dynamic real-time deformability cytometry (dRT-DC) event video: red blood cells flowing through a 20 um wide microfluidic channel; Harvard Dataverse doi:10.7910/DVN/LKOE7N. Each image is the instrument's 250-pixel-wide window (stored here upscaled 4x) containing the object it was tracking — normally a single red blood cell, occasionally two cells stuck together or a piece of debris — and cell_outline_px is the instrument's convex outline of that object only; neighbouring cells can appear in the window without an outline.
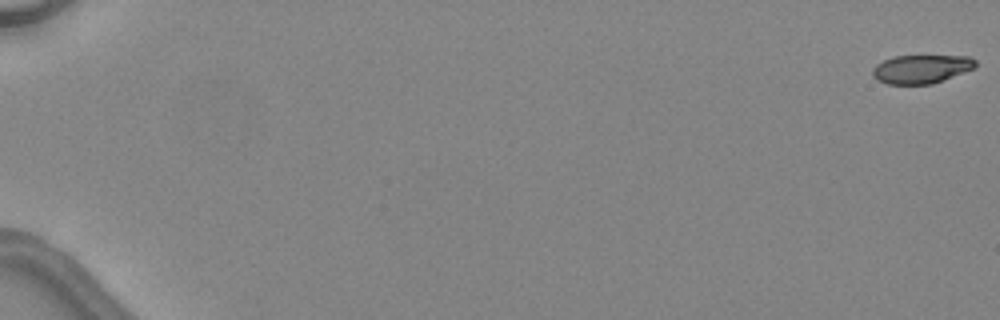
{"species": "common noctule bat (a hibernating species)", "species_latin": "Nyctalus noctula", "temperature_condition": "warm", "stored_images_in_passage": 5, "camera_frame_rate_fps": 3000, "um_per_image_px": 0.085, "animal": {"sex": "female", "body_mass_g": 24.6, "forearm_length_mm": 56.2}, "frame": {"image": 1, "passage_image": 1, "time_ms": 0.0, "image_size_px": [1000, 320], "cell_outline_px": [[976, 68], [944, 80], [932, 84], [888, 84], [876, 80], [872, 76], [872, 68], [876, 64], [892, 56], [972, 56], [976, 60]], "centroid_in_image_um": [78.32, 5.87], "position_along_channel_um": 6.7, "area_um2": 17.4}}
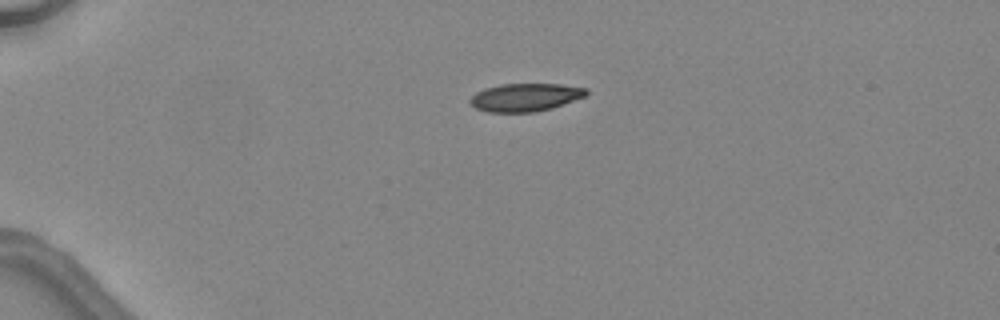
{"frame": {"image": 2, "passage_image": 4, "time_ms": 4.333, "image_size_px": [1000, 320], "cell_outline_px": [[588, 92], [584, 96], [552, 108], [536, 112], [488, 112], [476, 108], [468, 100], [476, 92], [484, 88], [500, 84], [560, 84], [588, 88]], "centroid_in_image_um": [44.63, 8.27], "position_along_channel_um": 40.4, "area_um2": 18.9}}